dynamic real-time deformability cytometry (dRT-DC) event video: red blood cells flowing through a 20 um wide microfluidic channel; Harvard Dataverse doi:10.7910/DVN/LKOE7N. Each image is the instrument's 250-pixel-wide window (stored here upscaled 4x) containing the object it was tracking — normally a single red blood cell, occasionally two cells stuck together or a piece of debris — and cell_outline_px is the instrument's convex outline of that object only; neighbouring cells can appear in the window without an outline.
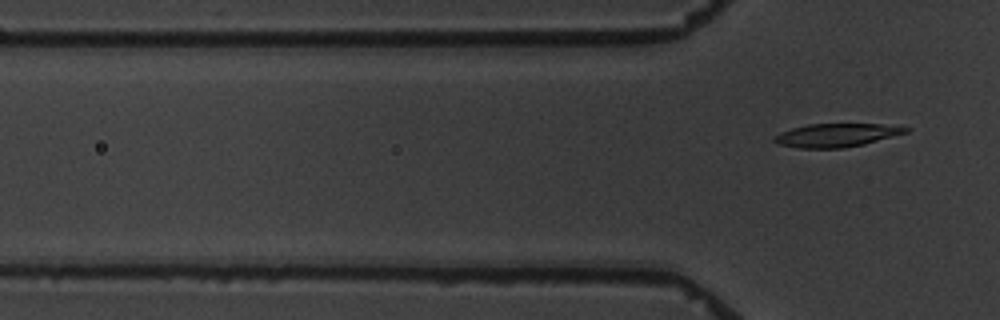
{"species": "common noctule bat (a hibernating species)", "species_latin": "Nyctalus noctula", "temperature_condition": "warm", "stored_images_in_passage": 6, "segment_of_instrument_passage": [2, 2], "camera_frame_rate_fps": 3000, "um_per_image_px": 0.085, "animal": {"sex": "male", "body_mass_g": 19.5, "forearm_length_mm": 54.6}, "frame": {"image": 1, "passage_image": 6, "time_ms": 6.0, "image_size_px": [1000, 320], "cell_outline_px": [[912, 128], [908, 132], [864, 144], [844, 148], [800, 148], [780, 144], [772, 140], [772, 136], [780, 132], [792, 128], [808, 124], [880, 124]], "centroid_in_image_um": [71.08, 11.49], "position_along_channel_um": 54.7, "area_um2": 17.86}}